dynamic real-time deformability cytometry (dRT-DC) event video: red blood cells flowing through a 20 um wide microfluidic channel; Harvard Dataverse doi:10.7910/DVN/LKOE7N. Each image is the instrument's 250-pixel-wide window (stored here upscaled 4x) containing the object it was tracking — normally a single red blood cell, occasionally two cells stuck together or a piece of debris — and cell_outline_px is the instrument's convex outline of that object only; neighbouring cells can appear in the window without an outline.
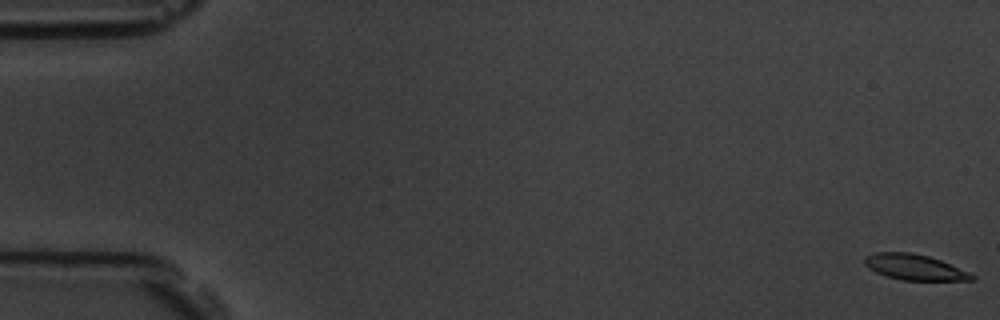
{"species": "common noctule bat (a hibernating species)", "species_latin": "Nyctalus noctula", "temperature_condition": "room temperature", "stored_images_in_passage": 11, "camera_frame_rate_fps": 3000, "um_per_image_px": 0.085, "animal": {"sex": "male", "body_mass_g": 19.5, "forearm_length_mm": 54.6}, "frame": {"image": 1, "passage_image": 1, "time_ms": 0.0, "image_size_px": [1000, 320], "cell_outline_px": [[976, 280], [900, 280], [876, 272], [868, 268], [864, 264], [864, 256], [872, 252], [912, 252], [928, 256], [940, 260], [968, 272], [976, 276]], "centroid_in_image_um": [77.69, 22.7], "position_along_channel_um": 7.3, "area_um2": 16.01}}
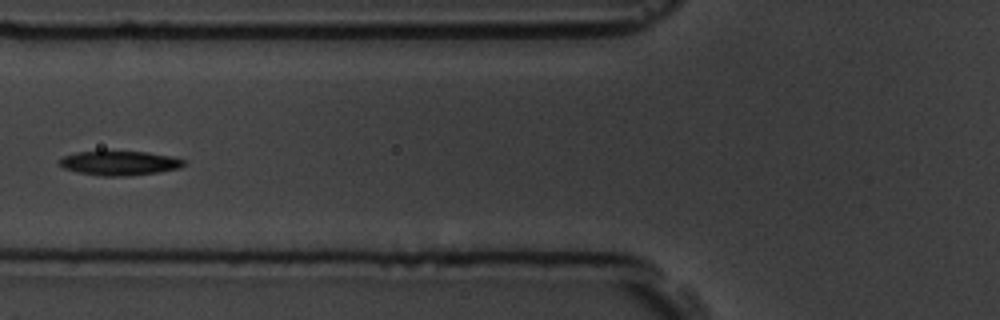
{"frame": {"image": 2, "passage_image": 7, "time_ms": 7.0, "image_size_px": [1000, 320], "cell_outline_px": [[184, 164], [180, 168], [156, 172], [124, 176], [100, 176], [76, 172], [64, 168], [60, 164], [60, 160], [64, 156], [76, 152], [104, 148], [144, 152], [172, 156], [184, 160]], "centroid_in_image_um": [10.09, 13.81], "position_along_channel_um": 115.7, "area_um2": 18.26}}
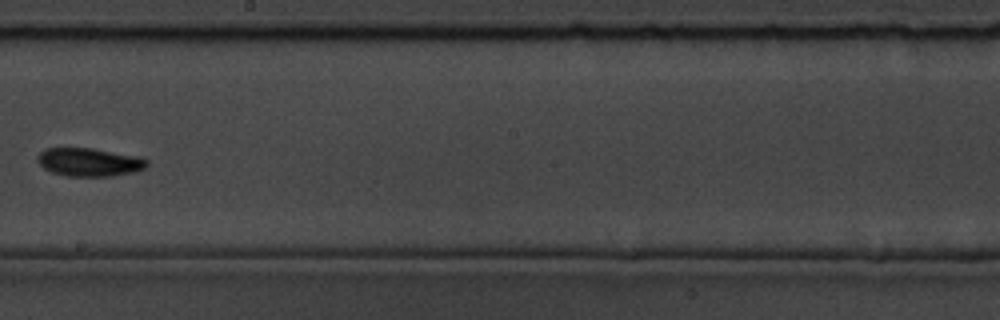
{"frame": {"image": 3, "passage_image": 10, "time_ms": 10.333, "image_size_px": [1000, 320], "cell_outline_px": [[148, 164], [144, 168], [132, 172], [112, 176], [64, 176], [52, 172], [44, 168], [36, 160], [36, 156], [44, 148], [92, 148], [140, 156], [148, 160]], "centroid_in_image_um": [7.57, 13.77], "position_along_channel_um": 240.6, "area_um2": 18.15}}